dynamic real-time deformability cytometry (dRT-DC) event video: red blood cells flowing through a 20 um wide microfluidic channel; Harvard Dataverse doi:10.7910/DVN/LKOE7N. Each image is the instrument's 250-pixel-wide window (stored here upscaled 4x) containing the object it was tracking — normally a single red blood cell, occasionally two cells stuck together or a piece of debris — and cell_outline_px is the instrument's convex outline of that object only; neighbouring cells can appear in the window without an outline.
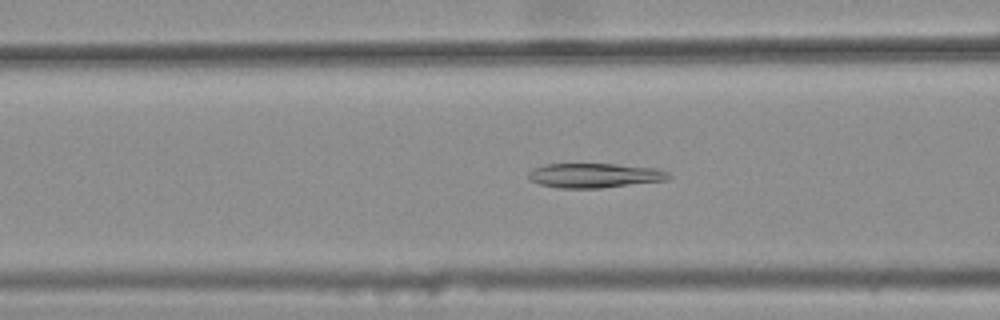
{"species": "common noctule bat (a hibernating species)", "species_latin": "Nyctalus noctula", "temperature_condition": "warm", "stored_images_in_passage": 45, "camera_frame_rate_fps": 3000, "um_per_image_px": 0.085, "animal": {"sex": "female", "body_mass_g": 25.1}, "frame": {"image": 1, "passage_image": 20, "time_ms": 6.333, "image_size_px": [1000, 320], "cell_outline_px": [[672, 176], [668, 180], [600, 188], [560, 188], [540, 184], [528, 180], [528, 172], [532, 168], [544, 164], [616, 164], [656, 168], [668, 172]], "centroid_in_image_um": [50.52, 14.91], "position_along_channel_um": 116.1, "area_um2": 20.17}}
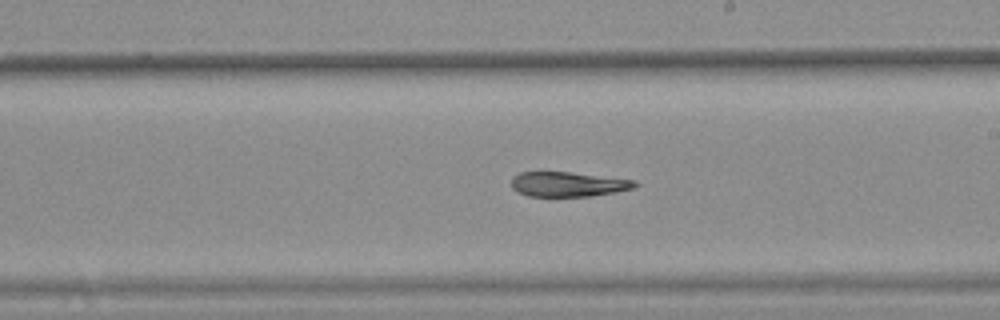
{"frame": {"image": 2, "passage_image": 30, "time_ms": 9.667, "image_size_px": [1000, 320], "cell_outline_px": [[636, 188], [616, 192], [592, 196], [528, 196], [516, 192], [512, 188], [512, 176], [520, 172], [572, 172], [636, 180]], "centroid_in_image_um": [48.29, 15.66], "position_along_channel_um": 240.7, "area_um2": 17.98}}
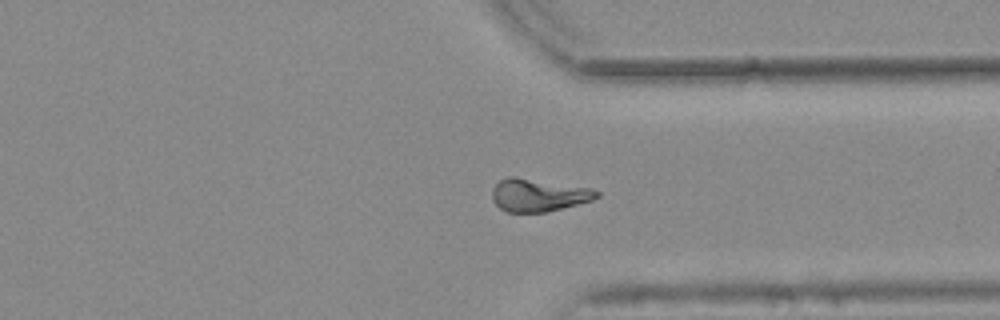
{"frame": {"image": 3, "passage_image": 40, "time_ms": 13.0, "image_size_px": [1000, 320], "cell_outline_px": [[600, 196], [592, 200], [548, 212], [508, 212], [500, 208], [492, 200], [492, 188], [500, 180], [508, 176], [512, 176], [592, 188], [600, 192]], "centroid_in_image_um": [45.77, 16.58], "position_along_channel_um": 365.6, "area_um2": 19.94}}